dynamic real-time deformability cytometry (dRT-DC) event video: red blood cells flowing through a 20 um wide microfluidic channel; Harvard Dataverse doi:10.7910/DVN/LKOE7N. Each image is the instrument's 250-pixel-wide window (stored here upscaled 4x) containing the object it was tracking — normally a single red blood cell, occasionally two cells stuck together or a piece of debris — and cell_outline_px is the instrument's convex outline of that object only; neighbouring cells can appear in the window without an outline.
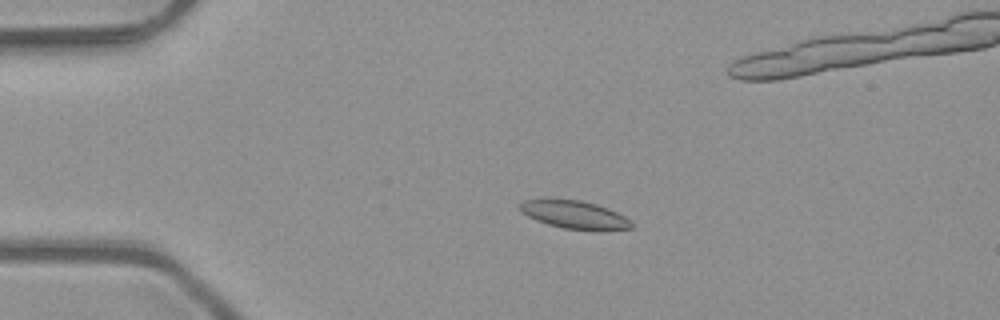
{"species": "common noctule bat (a hibernating species)", "species_latin": "Nyctalus noctula", "temperature_condition": "room temperature", "stored_images_in_passage": 6, "camera_frame_rate_fps": 3000, "um_per_image_px": 0.085, "animal": {"sex": "male", "body_mass_g": 23.1, "forearm_length_mm": 52.7}, "frame": {"image": 1, "passage_image": 4, "time_ms": 1.0, "image_size_px": [1000, 320], "cell_outline_px": [[632, 228], [564, 228], [548, 224], [536, 220], [520, 212], [516, 208], [516, 204], [524, 200], [544, 196], [580, 200], [596, 204], [608, 208], [624, 216], [632, 224]], "centroid_in_image_um": [48.61, 18.15], "position_along_channel_um": 36.4, "area_um2": 18.21}}